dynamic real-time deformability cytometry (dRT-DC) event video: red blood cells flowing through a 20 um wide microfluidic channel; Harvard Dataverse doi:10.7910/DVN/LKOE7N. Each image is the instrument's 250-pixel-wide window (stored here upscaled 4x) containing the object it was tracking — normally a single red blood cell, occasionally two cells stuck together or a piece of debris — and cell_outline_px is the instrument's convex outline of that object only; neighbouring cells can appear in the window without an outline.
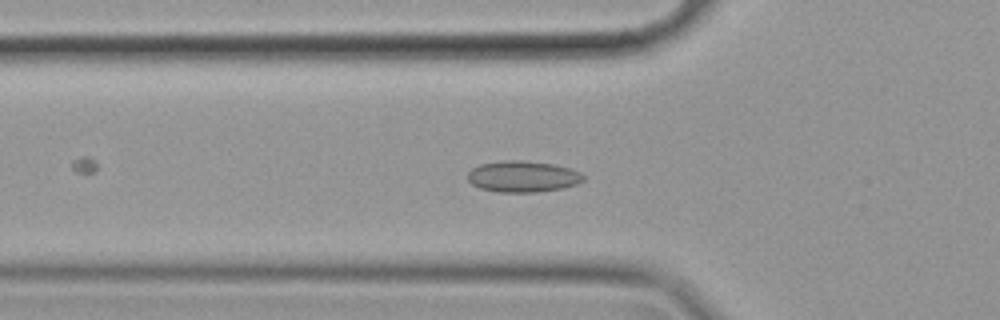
{"species": "common noctule bat (a hibernating species)", "species_latin": "Nyctalus noctula", "temperature_condition": "cold", "stored_images_in_passage": 43, "camera_frame_rate_fps": 3000, "um_per_image_px": 0.085, "animal": {"sex": "female", "body_mass_g": 19.9}, "frame": {"image": 1, "passage_image": 18, "time_ms": 5.667, "image_size_px": [1000, 320], "cell_outline_px": [[584, 180], [576, 184], [564, 188], [536, 192], [496, 192], [480, 188], [472, 184], [468, 180], [468, 172], [472, 168], [480, 164], [504, 160], [520, 160], [556, 164], [572, 168], [580, 172], [584, 176]], "centroid_in_image_um": [44.45, 15.0], "position_along_channel_um": 81.3, "area_um2": 21.27}}
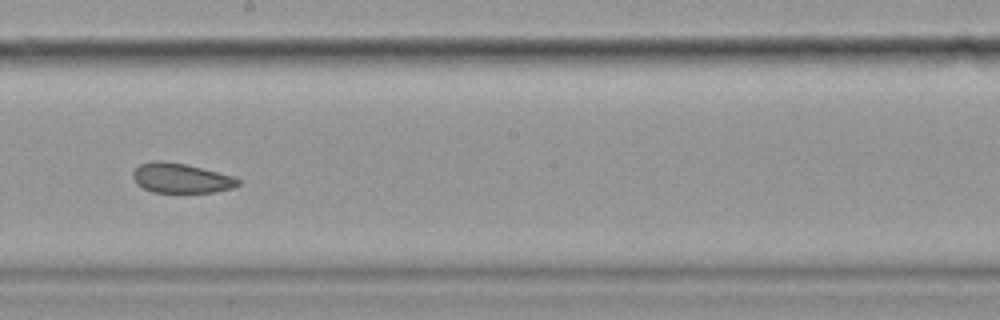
{"frame": {"image": 2, "passage_image": 31, "time_ms": 10.0, "image_size_px": [1000, 320], "cell_outline_px": [[240, 184], [232, 188], [212, 192], [152, 192], [136, 184], [132, 176], [132, 172], [140, 164], [152, 160], [160, 160], [184, 164], [232, 176], [240, 180]], "centroid_in_image_um": [15.33, 15.14], "position_along_channel_um": 232.9, "area_um2": 18.03}}
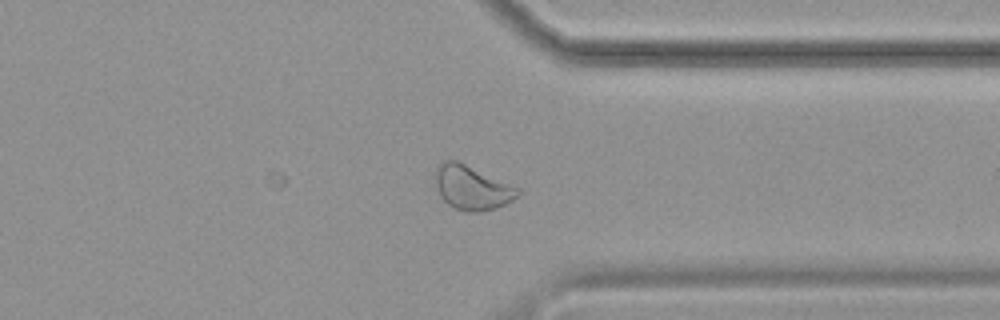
{"frame": {"image": 3, "passage_image": 43, "time_ms": 14.0, "image_size_px": [1000, 320], "cell_outline_px": [[524, 192], [520, 196], [496, 208], [480, 212], [464, 212], [448, 204], [440, 196], [436, 188], [436, 164], [444, 160], [456, 160], [520, 188]], "centroid_in_image_um": [40.13, 15.96], "position_along_channel_um": 371.3, "area_um2": 21.39}}